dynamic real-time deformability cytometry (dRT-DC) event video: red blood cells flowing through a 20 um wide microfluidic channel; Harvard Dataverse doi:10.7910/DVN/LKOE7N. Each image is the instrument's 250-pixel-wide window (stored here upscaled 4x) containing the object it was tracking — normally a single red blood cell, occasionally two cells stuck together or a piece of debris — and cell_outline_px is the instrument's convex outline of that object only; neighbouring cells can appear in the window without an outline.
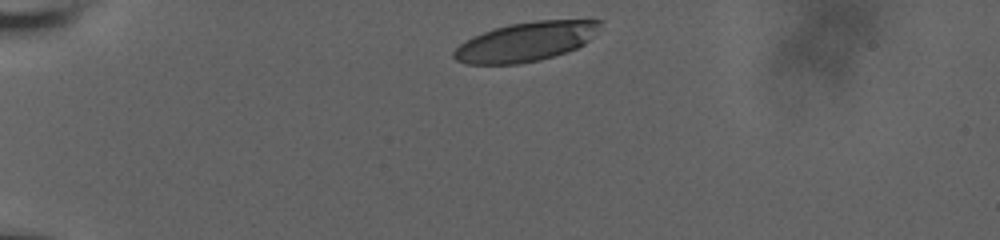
{"species": "human", "species_latin": "Homo sapiens", "temperature_condition": "room temperature", "stored_images_in_passage": 16, "camera_frame_rate_fps": 3000, "um_per_image_px": 0.085, "donor": {"sex": "male"}, "frame": {"image": 1, "passage_image": 1, "time_ms": 0.0, "image_size_px": [1000, 240], "cell_outline_px": [[604, 20], [588, 40], [584, 44], [576, 48], [540, 60], [520, 64], [468, 64], [456, 60], [452, 56], [452, 52], [460, 44], [472, 36], [508, 24], [536, 20]], "centroid_in_image_um": [44.65, 3.55], "position_along_channel_um": 40.3, "area_um2": 33.12}}
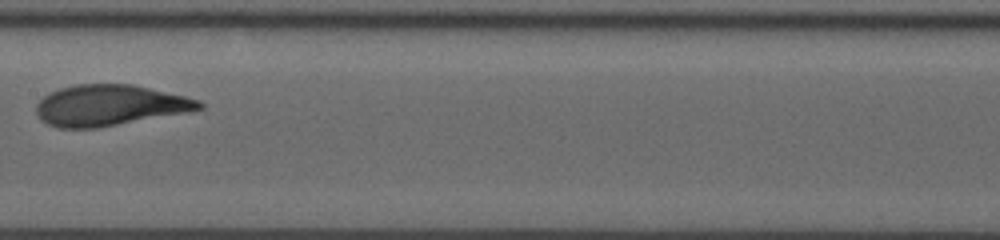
{"frame": {"image": 2, "passage_image": 10, "time_ms": 6.0, "image_size_px": [1000, 240], "cell_outline_px": [[204, 108], [188, 112], [100, 128], [56, 128], [40, 120], [36, 112], [36, 104], [48, 92], [60, 88], [76, 84], [132, 84], [184, 96], [200, 100], [204, 104]], "centroid_in_image_um": [9.3, 8.96], "position_along_channel_um": 198.1, "area_um2": 39.07}}
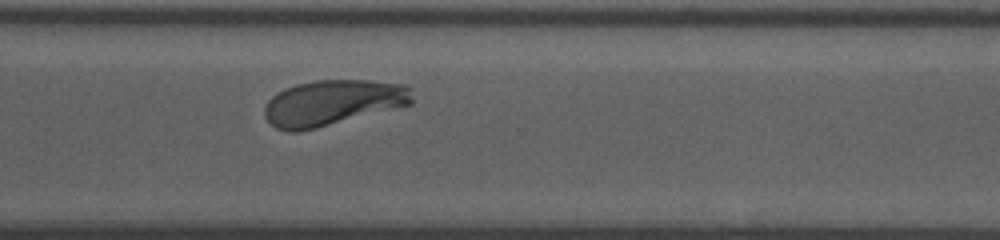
{"frame": {"image": 3, "passage_image": 16, "time_ms": 10.0, "image_size_px": [1000, 240], "cell_outline_px": [[412, 104], [316, 128], [296, 132], [292, 132], [276, 128], [264, 116], [264, 108], [268, 100], [272, 96], [284, 88], [296, 84], [316, 80], [372, 80], [408, 84], [412, 100]], "centroid_in_image_um": [28.27, 8.71], "position_along_channel_um": 342.3, "area_um2": 39.19}}